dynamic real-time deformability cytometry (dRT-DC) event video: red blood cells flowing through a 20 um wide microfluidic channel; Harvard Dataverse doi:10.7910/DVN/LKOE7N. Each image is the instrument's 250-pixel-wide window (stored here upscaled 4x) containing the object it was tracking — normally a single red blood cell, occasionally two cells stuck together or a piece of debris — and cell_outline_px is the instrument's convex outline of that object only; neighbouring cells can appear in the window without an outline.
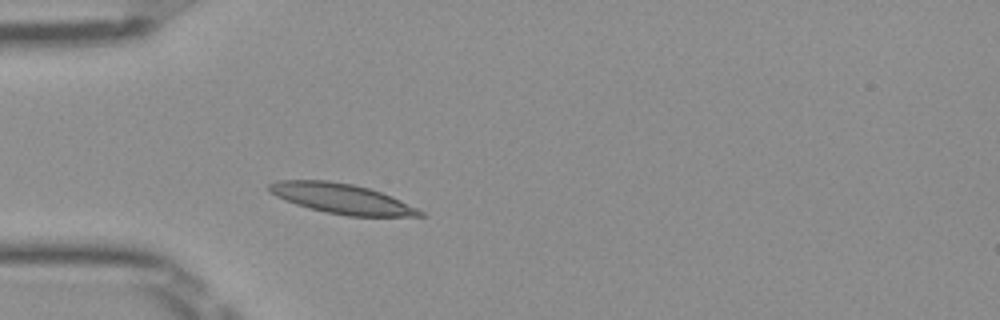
{"species": "Egyptian fruit bat (a non-hibernating species)", "species_latin": "Rousettus aegyptiacus", "temperature_condition": "room temperature", "stored_images_in_passage": 45, "camera_frame_rate_fps": 3000, "um_per_image_px": 0.085, "frame": {"image": 1, "passage_image": 9, "time_ms": 2.667, "image_size_px": [1000, 320], "cell_outline_px": [[424, 216], [348, 216], [324, 212], [308, 208], [296, 204], [276, 196], [268, 192], [268, 184], [276, 180], [328, 180], [352, 184], [368, 188], [392, 196], [424, 212]], "centroid_in_image_um": [28.99, 16.88], "position_along_channel_um": 56.0, "area_um2": 26.3}}
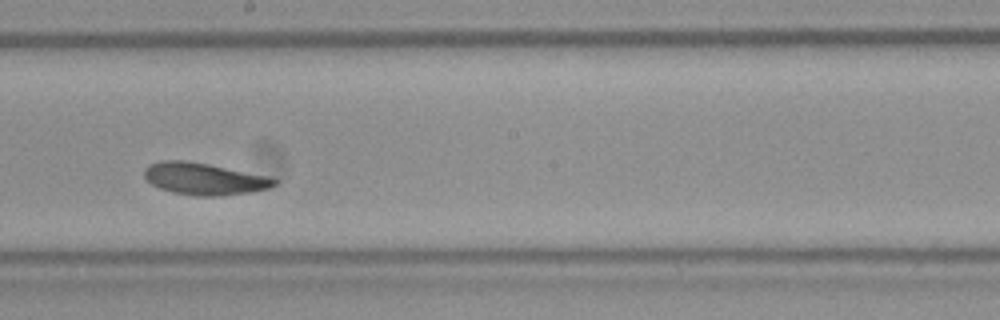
{"frame": {"image": 2, "passage_image": 23, "time_ms": 7.333, "image_size_px": [1000, 320], "cell_outline_px": [[276, 184], [268, 188], [252, 192], [220, 196], [196, 196], [172, 192], [160, 188], [152, 184], [144, 176], [144, 168], [148, 164], [160, 160], [184, 160], [208, 164], [272, 176], [276, 180]], "centroid_in_image_um": [17.36, 15.19], "position_along_channel_um": 230.8, "area_um2": 24.39}}
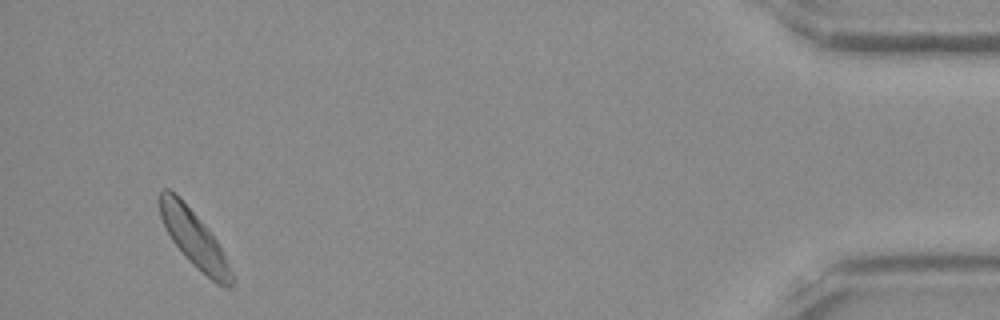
{"frame": {"image": 3, "passage_image": 43, "time_ms": 14.0, "image_size_px": [1000, 320], "cell_outline_px": [[236, 276], [232, 284], [228, 288], [224, 288], [216, 284], [196, 268], [184, 256], [172, 240], [160, 216], [160, 192], [164, 188], [168, 188], [180, 196], [208, 228], [216, 240]], "centroid_in_image_um": [16.55, 20.33], "position_along_channel_um": 418.7, "area_um2": 23.81}, "authors_computed_cell_mechanics": {"area_um2": 23.987, "velocity_mm_per_s": 3.9025, "shape_relaxation_time_tau1_ms": 5.4652, "shape_relaxation_time_tau2_ms": 4.913, "deformation_change_tau1": 0.1502, "deformation_change_tau2": 0.0875}}